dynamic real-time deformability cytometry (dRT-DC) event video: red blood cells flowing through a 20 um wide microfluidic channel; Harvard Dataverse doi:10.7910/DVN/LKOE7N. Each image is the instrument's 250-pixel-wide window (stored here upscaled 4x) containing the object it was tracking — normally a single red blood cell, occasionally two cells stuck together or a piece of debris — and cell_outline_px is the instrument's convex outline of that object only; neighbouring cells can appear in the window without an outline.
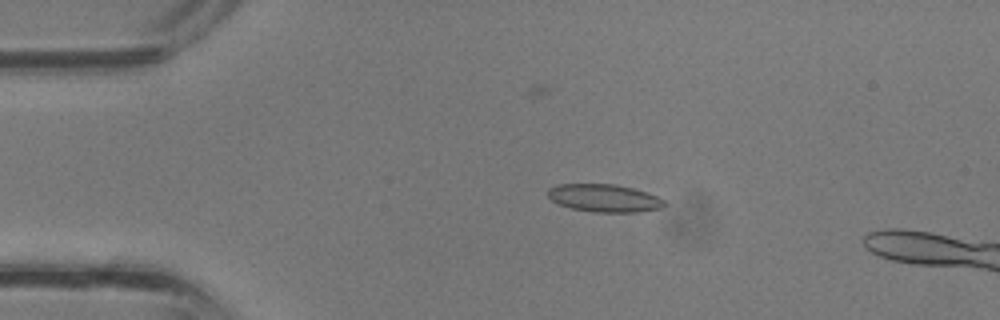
{"species": "common noctule bat (a hibernating species)", "species_latin": "Nyctalus noctula", "temperature_condition": "room temperature", "stored_images_in_passage": 10, "camera_frame_rate_fps": 3000, "um_per_image_px": 0.085, "animal": {"sex": "male", "body_mass_g": 13.3}, "frame": {"image": 1, "passage_image": 7, "time_ms": 2.0, "image_size_px": [1000, 320], "cell_outline_px": [[668, 204], [660, 208], [636, 212], [596, 212], [572, 208], [560, 204], [552, 200], [548, 196], [548, 188], [560, 184], [616, 184], [648, 192], [664, 200]], "centroid_in_image_um": [51.39, 16.83], "position_along_channel_um": 33.6, "area_um2": 18.73}}